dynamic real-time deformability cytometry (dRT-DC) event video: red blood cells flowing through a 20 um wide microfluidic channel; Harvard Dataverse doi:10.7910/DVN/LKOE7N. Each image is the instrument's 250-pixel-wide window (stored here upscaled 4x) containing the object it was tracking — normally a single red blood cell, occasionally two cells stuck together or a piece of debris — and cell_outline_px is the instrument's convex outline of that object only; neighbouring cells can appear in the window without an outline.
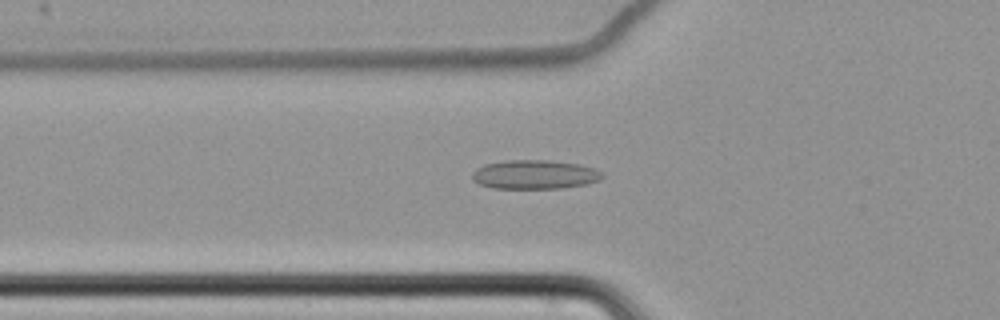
{"species": "common noctule bat (a hibernating species)", "species_latin": "Nyctalus noctula", "temperature_condition": "cold", "stored_images_in_passage": 63, "camera_frame_rate_fps": 3000, "um_per_image_px": 0.085, "animal": {"sex": "female", "body_mass_g": 22.7, "forearm_length_mm": 54.2}, "frame": {"image": 1, "passage_image": 25, "time_ms": 8.0, "image_size_px": [1000, 320], "cell_outline_px": [[604, 176], [600, 180], [588, 184], [564, 188], [492, 188], [480, 184], [472, 180], [472, 172], [476, 168], [484, 164], [504, 160], [552, 160], [580, 164], [604, 172]], "centroid_in_image_um": [45.46, 14.83], "position_along_channel_um": 80.3, "area_um2": 22.31}}
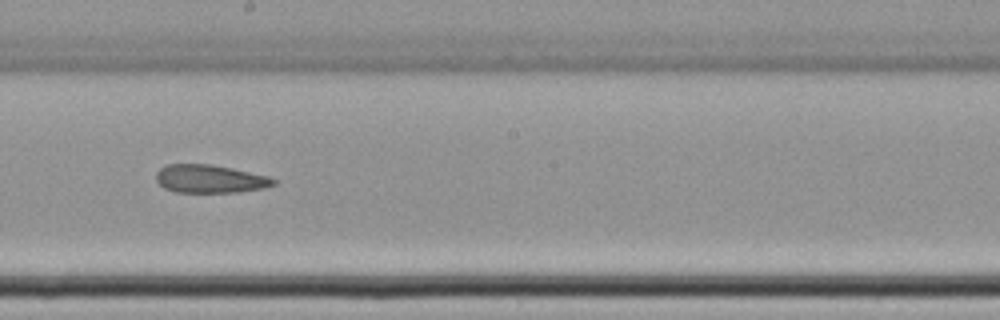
{"frame": {"image": 2, "passage_image": 38, "time_ms": 12.333, "image_size_px": [1000, 320], "cell_outline_px": [[276, 184], [264, 188], [240, 192], [176, 192], [164, 188], [156, 180], [156, 172], [160, 168], [168, 164], [212, 164], [232, 168], [268, 176], [276, 180]], "centroid_in_image_um": [17.85, 15.2], "position_along_channel_um": 230.4, "area_um2": 19.31}}
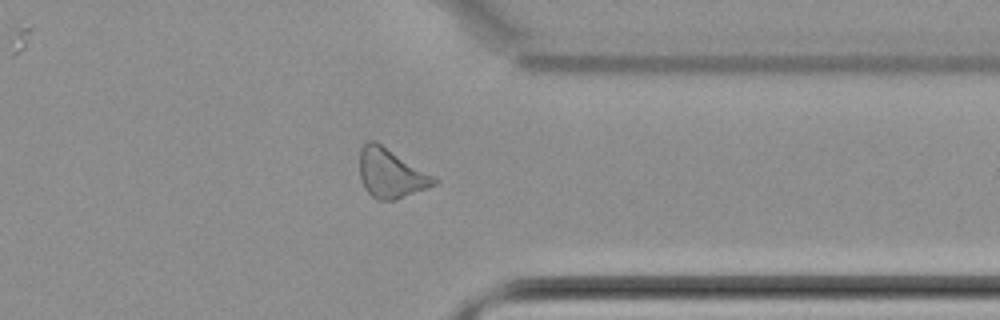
{"frame": {"image": 3, "passage_image": 51, "time_ms": 16.667, "image_size_px": [1000, 320], "cell_outline_px": [[440, 180], [436, 184], [428, 188], [396, 200], [376, 200], [364, 188], [360, 176], [360, 148], [368, 140], [376, 140]], "centroid_in_image_um": [33.22, 14.73], "position_along_channel_um": 378.2, "area_um2": 21.44}, "authors_computed_cell_mechanics": {"area_um2": 22.0796, "velocity_mm_per_s": 3.4783, "shape_relaxation_time_tau1_ms": null, "shape_relaxation_time_tau2_ms": 10.8888, "deformation_change_tau1": null, "deformation_change_tau2": 0.199}}